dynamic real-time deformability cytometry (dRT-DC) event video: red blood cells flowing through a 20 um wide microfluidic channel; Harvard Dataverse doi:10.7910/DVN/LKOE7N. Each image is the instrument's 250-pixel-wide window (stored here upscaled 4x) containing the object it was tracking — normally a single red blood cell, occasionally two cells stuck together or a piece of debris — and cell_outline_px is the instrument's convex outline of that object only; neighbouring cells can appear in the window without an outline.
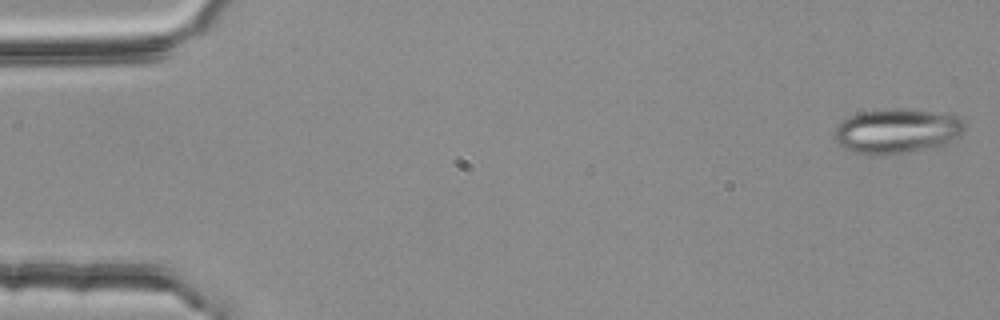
{"species": "common noctule bat (a hibernating species)", "species_latin": "Nyctalus noctula", "temperature_condition": "room temperature", "stored_images_in_passage": 54, "camera_frame_rate_fps": 3000, "um_per_image_px": 0.085, "animal": {"sex": "female", "body_mass_g": 25.1}, "frame": {"image": 1, "passage_image": 1, "time_ms": 0.0, "image_size_px": [1000, 320], "cell_outline_px": [[964, 132], [960, 136], [948, 144], [892, 156], [868, 156], [852, 152], [840, 144], [832, 136], [836, 128], [844, 120], [860, 112], [892, 108], [908, 108], [960, 116], [964, 120]], "centroid_in_image_um": [76.28, 11.16], "position_along_channel_um": 8.7, "area_um2": 34.68}}
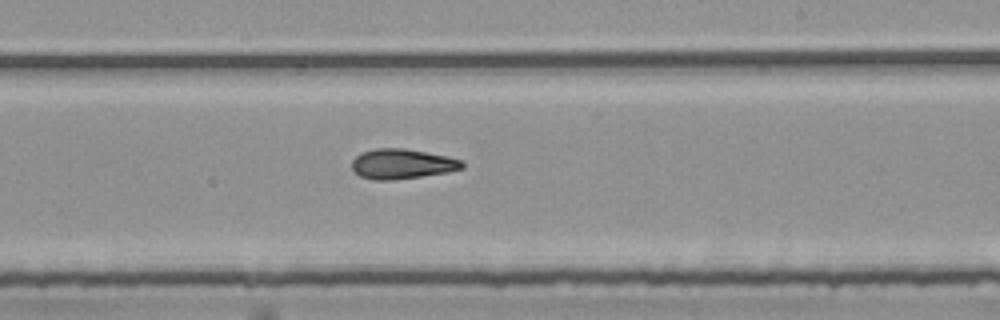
{"frame": {"image": 2, "passage_image": 32, "time_ms": 10.333, "image_size_px": [1000, 320], "cell_outline_px": [[464, 168], [448, 172], [392, 180], [376, 180], [360, 176], [352, 168], [352, 160], [360, 152], [376, 148], [404, 148], [448, 156], [460, 160], [464, 164]], "centroid_in_image_um": [34.16, 13.92], "position_along_channel_um": 254.8, "area_um2": 19.19}}
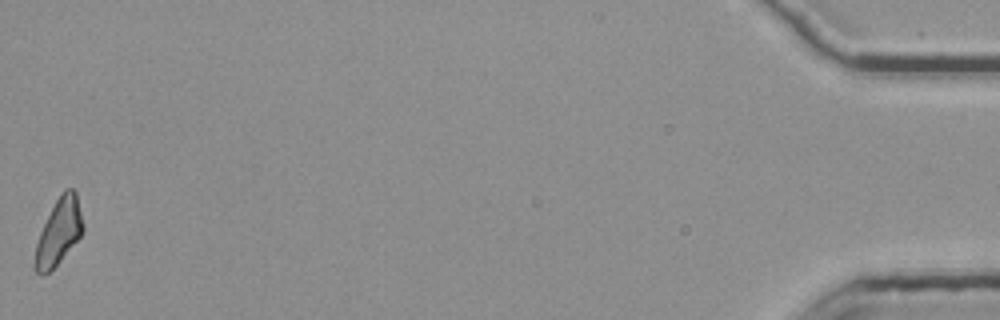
{"frame": {"image": 3, "passage_image": 54, "time_ms": 17.667, "image_size_px": [1000, 320], "cell_outline_px": [[84, 232], [60, 260], [48, 272], [40, 276], [36, 272], [32, 264], [36, 244], [40, 232], [60, 192], [64, 188], [72, 188], [76, 192], [84, 224]], "centroid_in_image_um": [4.99, 19.7], "position_along_channel_um": 430.2, "area_um2": 18.5}, "authors_computed_cell_mechanics": {"area_um2": 19.1896, "velocity_mm_per_s": 3.7815, "shape_relaxation_time_tau1_ms": 10.5613, "shape_relaxation_time_tau2_ms": 4.8603, "deformation_change_tau1": 0.2273, "deformation_change_tau2": 0.1373}}